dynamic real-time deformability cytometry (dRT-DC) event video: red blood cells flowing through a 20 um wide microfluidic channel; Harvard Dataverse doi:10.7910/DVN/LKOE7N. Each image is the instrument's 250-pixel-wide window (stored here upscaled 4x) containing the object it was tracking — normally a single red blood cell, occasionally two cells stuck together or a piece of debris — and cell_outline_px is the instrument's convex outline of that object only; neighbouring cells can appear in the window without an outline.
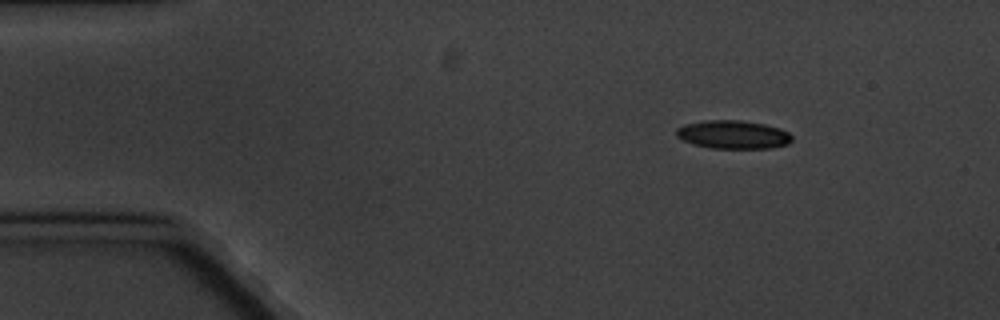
{"species": "common noctule bat (a hibernating species)", "species_latin": "Nyctalus noctula", "temperature_condition": "cold", "stored_images_in_passage": 9, "camera_frame_rate_fps": 3000, "um_per_image_px": 0.085, "animal": {"sex": "male", "body_mass_g": 20.1, "forearm_length_mm": 53.5}, "frame": {"image": 1, "passage_image": 1, "time_ms": 0.0, "image_size_px": [1000, 320], "cell_outline_px": [[792, 140], [788, 144], [772, 148], [712, 148], [696, 144], [684, 140], [676, 136], [676, 128], [684, 124], [704, 120], [740, 120], [764, 124], [780, 128], [788, 132], [792, 136]], "centroid_in_image_um": [62.33, 11.43], "position_along_channel_um": 22.7, "area_um2": 19.07}}
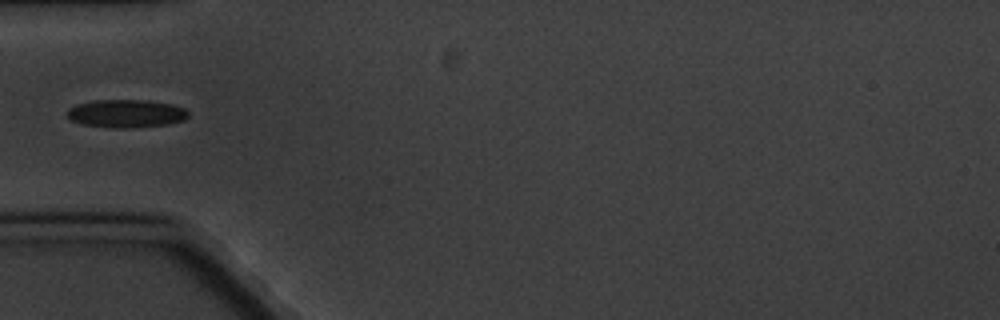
{"frame": {"image": 2, "passage_image": 4, "time_ms": 3.667, "image_size_px": [1000, 320], "cell_outline_px": [[188, 116], [184, 120], [168, 124], [128, 128], [116, 128], [84, 124], [72, 120], [68, 116], [68, 108], [76, 104], [92, 100], [148, 100], [172, 104], [184, 108], [188, 112]], "centroid_in_image_um": [10.74, 9.64], "position_along_channel_um": 74.3, "area_um2": 19.71}}